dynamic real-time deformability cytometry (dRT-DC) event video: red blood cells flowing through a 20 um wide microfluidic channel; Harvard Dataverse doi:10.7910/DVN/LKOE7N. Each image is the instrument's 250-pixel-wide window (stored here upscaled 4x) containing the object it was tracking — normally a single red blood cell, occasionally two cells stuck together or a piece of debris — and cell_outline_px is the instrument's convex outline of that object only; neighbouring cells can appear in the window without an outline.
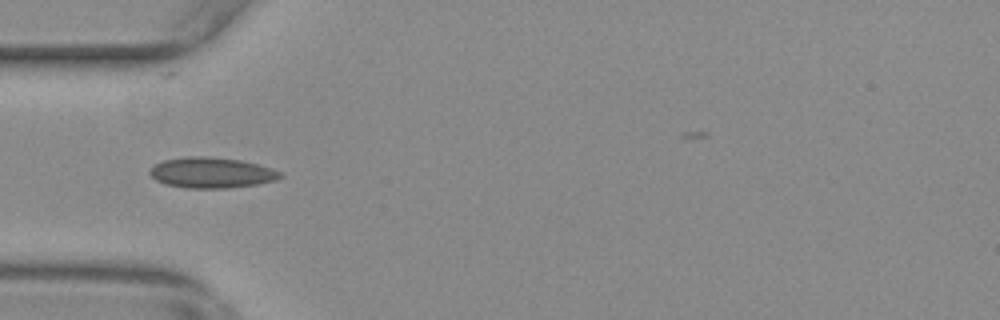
{"species": "common noctule bat (a hibernating species)", "species_latin": "Nyctalus noctula", "temperature_condition": "warm", "stored_images_in_passage": 52, "camera_frame_rate_fps": 3000, "um_per_image_px": 0.085, "animal": {"sex": "female", "body_mass_g": 29.2, "forearm_length_mm": 56.3}, "frame": {"image": 1, "passage_image": 17, "time_ms": 5.333, "image_size_px": [1000, 320], "cell_outline_px": [[284, 176], [276, 180], [256, 184], [228, 188], [184, 188], [164, 184], [156, 180], [148, 172], [156, 164], [164, 160], [188, 156], [204, 156], [240, 160], [256, 164], [280, 172]], "centroid_in_image_um": [17.95, 14.69], "position_along_channel_um": 67.1, "area_um2": 23.06}}
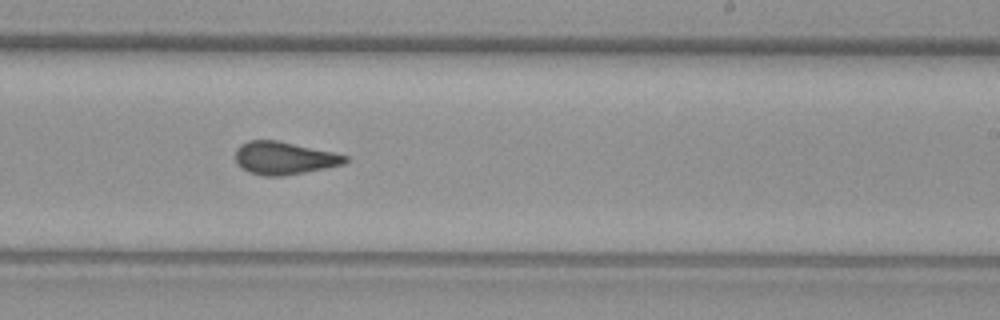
{"frame": {"image": 2, "passage_image": 33, "time_ms": 10.667, "image_size_px": [1000, 320], "cell_outline_px": [[348, 160], [344, 164], [284, 176], [264, 176], [248, 172], [240, 168], [236, 164], [236, 148], [240, 144], [248, 140], [276, 140], [336, 152], [348, 156]], "centroid_in_image_um": [24.13, 13.43], "position_along_channel_um": 264.9, "area_um2": 21.15}}
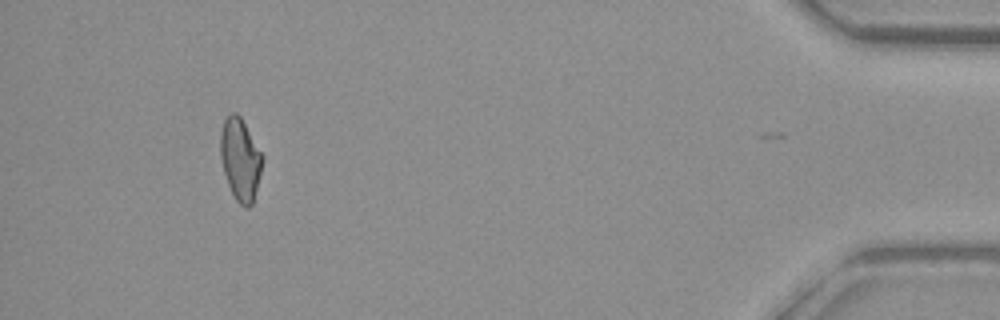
{"frame": {"image": 3, "passage_image": 51, "time_ms": 16.667, "image_size_px": [1000, 320], "cell_outline_px": [[264, 160], [252, 204], [248, 208], [244, 208], [236, 200], [228, 184], [224, 172], [220, 156], [220, 132], [224, 120], [232, 112], [236, 112], [240, 116], [264, 156]], "centroid_in_image_um": [20.43, 13.54], "position_along_channel_um": 414.8, "area_um2": 20.06}, "authors_computed_cell_mechanics": {"area_um2": 20.6635, "velocity_mm_per_s": 3.7124, "shape_relaxation_time_tau1_ms": null, "shape_relaxation_time_tau2_ms": 1.238, "deformation_change_tau1": null, "deformation_change_tau2": 0.0595}}